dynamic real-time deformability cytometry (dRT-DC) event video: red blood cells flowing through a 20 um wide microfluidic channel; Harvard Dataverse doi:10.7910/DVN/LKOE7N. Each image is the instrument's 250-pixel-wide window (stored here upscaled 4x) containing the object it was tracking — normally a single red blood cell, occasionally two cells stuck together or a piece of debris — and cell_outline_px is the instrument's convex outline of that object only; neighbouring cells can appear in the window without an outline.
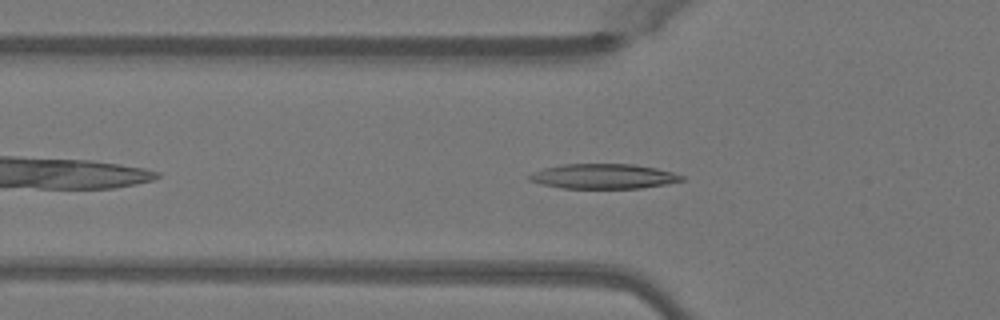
{"species": "Egyptian fruit bat (a non-hibernating species)", "species_latin": "Rousettus aegyptiacus", "temperature_condition": "warm", "stored_images_in_passage": 39, "camera_frame_rate_fps": 3000, "um_per_image_px": 0.085, "animal": {"sex": "female"}, "frame": {"image": 1, "passage_image": 6, "time_ms": 1.667, "image_size_px": [1000, 320], "cell_outline_px": [[684, 180], [668, 184], [640, 188], [560, 188], [528, 180], [528, 176], [532, 172], [544, 168], [564, 164], [636, 164], [656, 168], [672, 172], [684, 176]], "centroid_in_image_um": [51.32, 14.98], "position_along_channel_um": 74.5, "area_um2": 22.08}}
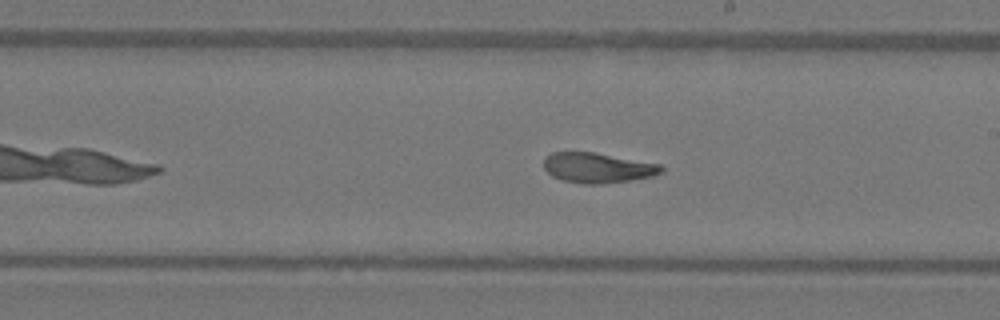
{"frame": {"image": 2, "passage_image": 18, "time_ms": 5.667, "image_size_px": [1000, 320], "cell_outline_px": [[664, 172], [652, 176], [628, 180], [600, 184], [584, 184], [560, 180], [552, 176], [544, 168], [544, 156], [552, 152], [596, 152], [660, 164], [664, 168]], "centroid_in_image_um": [50.78, 14.25], "position_along_channel_um": 238.2, "area_um2": 20.75}}
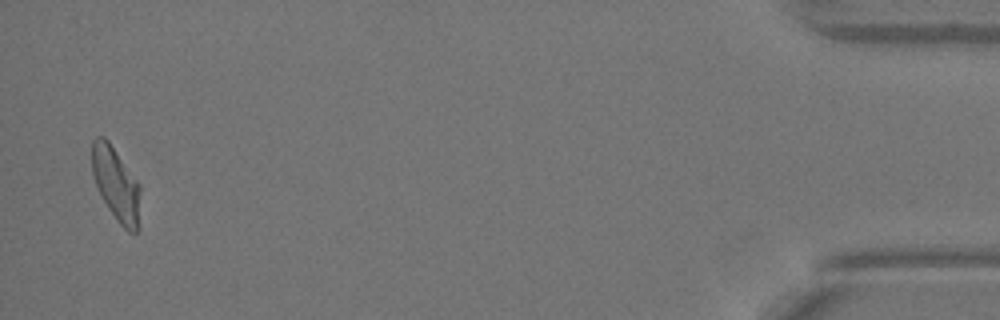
{"frame": {"image": 3, "passage_image": 38, "time_ms": 12.333, "image_size_px": [1000, 320], "cell_outline_px": [[140, 228], [136, 232], [128, 232], [116, 220], [104, 200], [92, 176], [92, 140], [96, 136], [104, 136], [108, 140], [140, 184]], "centroid_in_image_um": [9.89, 15.66], "position_along_channel_um": 425.3, "area_um2": 20.87}, "authors_computed_cell_mechanics": {"area_um2": 21.097, "velocity_mm_per_s": 4.0721, "shape_relaxation_time_tau1_ms": 4.9621, "shape_relaxation_time_tau2_ms": 2.5986, "deformation_change_tau1": 0.1943, "deformation_change_tau2": 0.1018}}